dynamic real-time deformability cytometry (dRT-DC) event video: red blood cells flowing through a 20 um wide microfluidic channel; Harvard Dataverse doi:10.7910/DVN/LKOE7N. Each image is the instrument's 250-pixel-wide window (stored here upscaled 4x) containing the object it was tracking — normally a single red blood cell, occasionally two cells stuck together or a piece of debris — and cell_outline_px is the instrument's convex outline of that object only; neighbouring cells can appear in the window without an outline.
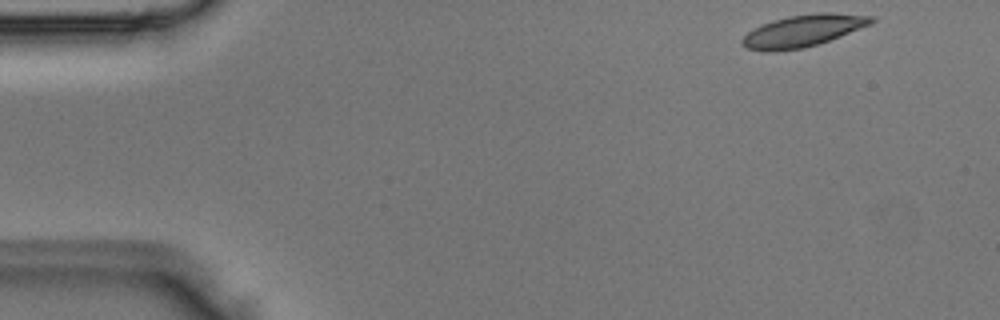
{"species": "Egyptian fruit bat (a non-hibernating species)", "species_latin": "Rousettus aegyptiacus", "temperature_condition": "room temperature", "stored_images_in_passage": 5, "camera_frame_rate_fps": 3000, "um_per_image_px": 0.085, "animal": {"sex": "male"}, "frame": {"image": 1, "passage_image": 1, "time_ms": 0.0, "image_size_px": [1000, 320], "cell_outline_px": [[876, 20], [872, 24], [840, 36], [804, 48], [776, 52], [764, 52], [744, 48], [740, 44], [740, 40], [748, 32], [772, 20], [788, 16], [820, 12], [828, 12], [872, 16]], "centroid_in_image_um": [68.22, 2.63], "position_along_channel_um": 16.8, "area_um2": 24.1}}
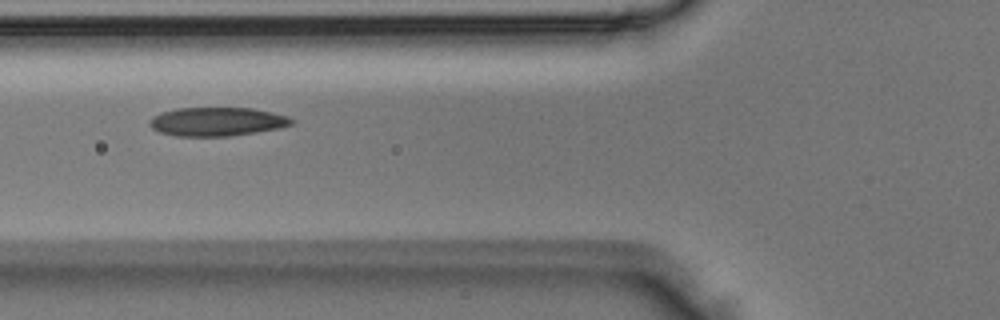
{"frame": {"image": 2, "passage_image": 5, "time_ms": 1.333, "image_size_px": [1000, 320], "cell_outline_px": [[296, 120], [292, 124], [280, 128], [256, 132], [228, 136], [176, 136], [160, 132], [152, 128], [148, 124], [148, 120], [152, 116], [160, 112], [176, 108], [252, 108], [272, 112], [288, 116]], "centroid_in_image_um": [18.43, 10.33], "position_along_channel_um": 107.4, "area_um2": 23.93}}